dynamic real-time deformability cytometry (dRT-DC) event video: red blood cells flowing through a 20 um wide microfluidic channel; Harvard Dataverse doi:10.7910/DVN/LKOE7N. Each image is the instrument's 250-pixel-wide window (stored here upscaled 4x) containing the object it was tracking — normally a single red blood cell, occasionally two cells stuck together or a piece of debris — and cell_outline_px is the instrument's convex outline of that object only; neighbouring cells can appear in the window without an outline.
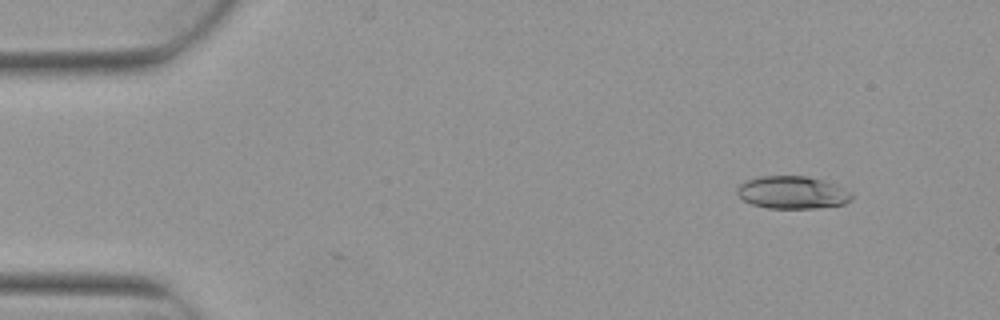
{"species": "Egyptian fruit bat (a non-hibernating species)", "species_latin": "Rousettus aegyptiacus", "temperature_condition": "warm", "stored_images_in_passage": 5, "camera_frame_rate_fps": 3000, "um_per_image_px": 0.085, "animal": {"sex": "female"}, "frame": {"image": 1, "passage_image": 2, "time_ms": 0.333, "image_size_px": [1000, 320], "cell_outline_px": [[852, 200], [844, 204], [816, 208], [768, 208], [752, 204], [744, 200], [736, 192], [736, 188], [740, 184], [748, 180], [760, 176], [808, 176], [836, 184], [852, 192]], "centroid_in_image_um": [67.38, 16.36], "position_along_channel_um": 17.6, "area_um2": 21.79}}
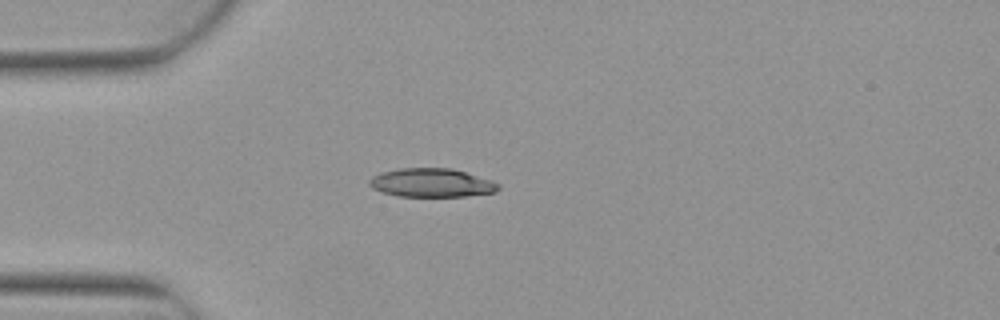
{"frame": {"image": 2, "passage_image": 4, "time_ms": 1.0, "image_size_px": [1000, 320], "cell_outline_px": [[500, 188], [496, 192], [464, 196], [400, 196], [384, 192], [372, 188], [368, 184], [368, 180], [372, 176], [380, 172], [400, 168], [452, 168], [492, 180], [500, 184]], "centroid_in_image_um": [36.69, 15.53], "position_along_channel_um": 48.3, "area_um2": 21.56}}